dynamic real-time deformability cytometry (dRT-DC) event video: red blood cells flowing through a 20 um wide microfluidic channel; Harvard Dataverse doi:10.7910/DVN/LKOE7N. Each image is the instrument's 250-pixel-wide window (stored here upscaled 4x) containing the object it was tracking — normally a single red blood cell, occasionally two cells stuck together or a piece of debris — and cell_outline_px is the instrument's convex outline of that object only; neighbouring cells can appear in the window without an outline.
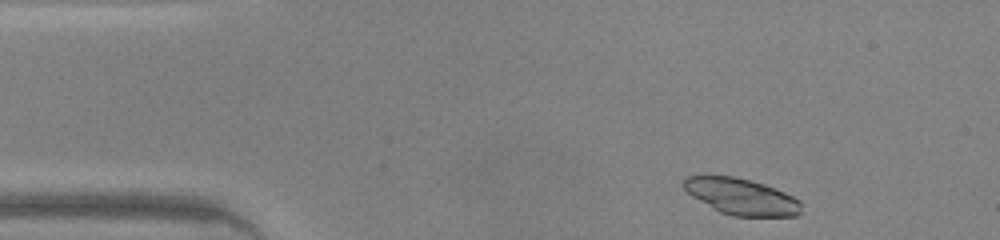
{"species": "common noctule bat (a hibernating species)", "species_latin": "Nyctalus noctula", "temperature_condition": "warm", "stored_images_in_passage": 42, "camera_frame_rate_fps": 3000, "um_per_image_px": 0.085, "animal": {"sex": "male", "body_mass_g": 20.0, "forearm_length_mm": 53.3}, "frame": {"image": 1, "passage_image": 2, "time_ms": 0.333, "image_size_px": [1000, 240], "cell_outline_px": [[800, 212], [796, 216], [732, 216], [720, 212], [692, 196], [684, 188], [684, 176], [732, 176], [764, 184], [784, 192], [800, 200]], "centroid_in_image_um": [63.02, 16.71], "position_along_channel_um": 22.0, "area_um2": 24.51}}
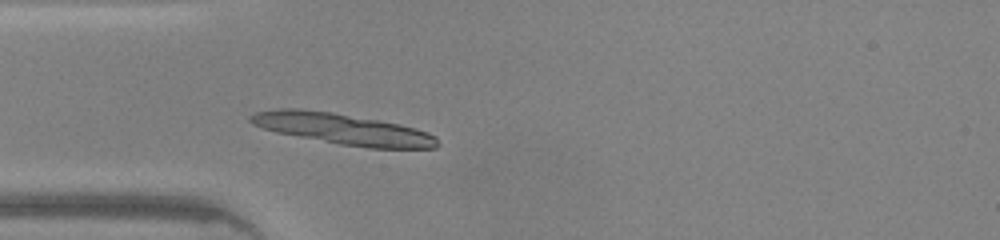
{"frame": {"image": 2, "passage_image": 9, "time_ms": 2.667, "image_size_px": [1000, 240], "cell_outline_px": [[440, 144], [436, 148], [368, 148], [340, 144], [276, 132], [252, 124], [248, 120], [248, 116], [256, 112], [280, 108], [296, 108], [332, 112], [400, 124], [416, 128], [428, 132], [436, 136]], "centroid_in_image_um": [29.16, 10.96], "position_along_channel_um": 55.8, "area_um2": 33.64}}